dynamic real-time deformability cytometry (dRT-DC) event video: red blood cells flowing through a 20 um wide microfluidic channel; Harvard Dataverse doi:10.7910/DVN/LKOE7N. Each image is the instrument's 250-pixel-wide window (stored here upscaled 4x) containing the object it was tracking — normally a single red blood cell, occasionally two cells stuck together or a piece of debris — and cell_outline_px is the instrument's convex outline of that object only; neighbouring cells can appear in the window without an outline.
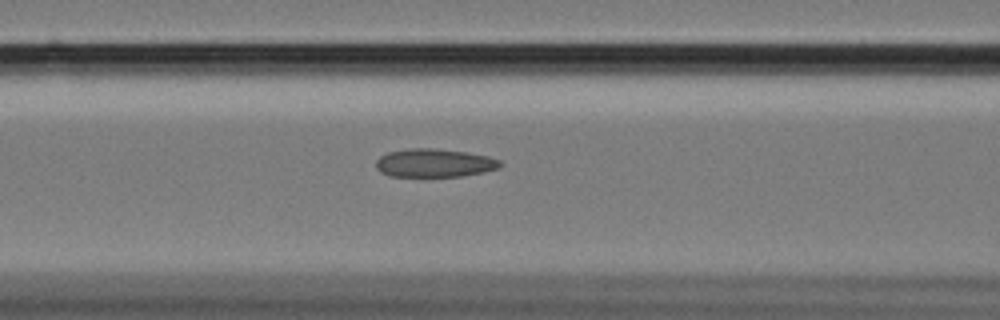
{"species": "Egyptian fruit bat (a non-hibernating species)", "species_latin": "Rousettus aegyptiacus", "temperature_condition": "cold", "stored_images_in_passage": 58, "camera_frame_rate_fps": 3000, "um_per_image_px": 0.085, "animal": {"sex": "female"}, "frame": {"image": 1, "passage_image": 24, "time_ms": 7.667, "image_size_px": [1000, 320], "cell_outline_px": [[504, 164], [500, 168], [484, 172], [460, 176], [392, 176], [380, 172], [376, 168], [376, 160], [380, 156], [388, 152], [408, 148], [432, 148], [464, 152], [488, 156], [500, 160]], "centroid_in_image_um": [36.93, 13.85], "position_along_channel_um": 129.7, "area_um2": 20.52}}
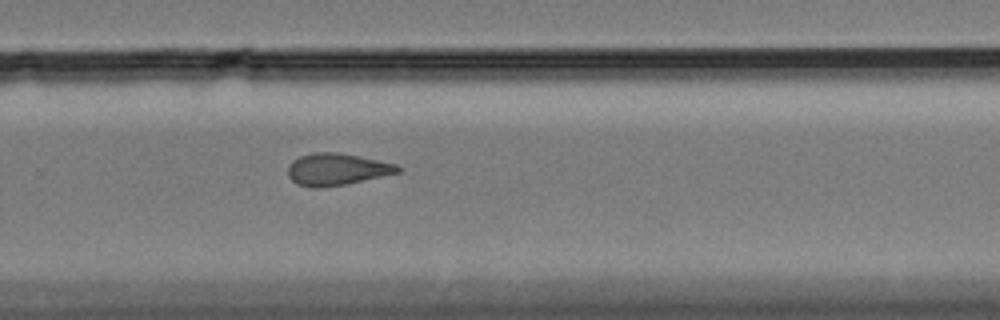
{"frame": {"image": 2, "passage_image": 39, "time_ms": 12.667, "image_size_px": [1000, 320], "cell_outline_px": [[400, 172], [348, 184], [316, 188], [312, 188], [296, 184], [288, 176], [288, 164], [292, 160], [300, 156], [312, 152], [340, 152], [360, 156], [396, 164], [400, 168]], "centroid_in_image_um": [28.59, 14.39], "position_along_channel_um": 301.2, "area_um2": 20.63}}
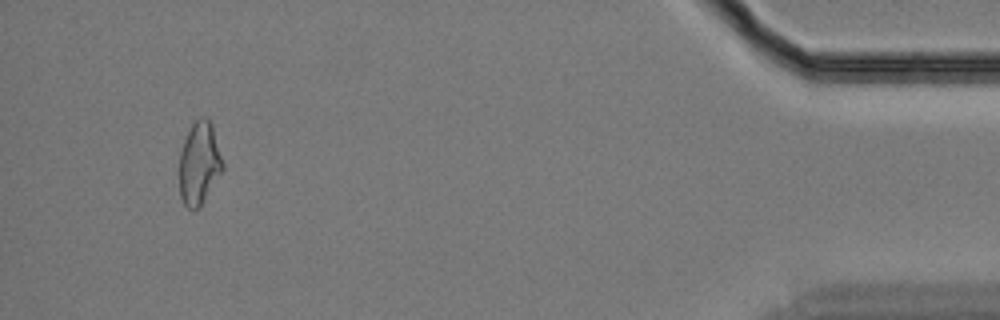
{"frame": {"image": 3, "passage_image": 55, "time_ms": 18.0, "image_size_px": [1000, 320], "cell_outline_px": [[224, 168], [200, 208], [192, 212], [184, 204], [180, 196], [180, 152], [184, 140], [192, 124], [200, 116], [208, 116], [212, 124], [224, 164]], "centroid_in_image_um": [16.95, 13.89], "position_along_channel_um": 418.3, "area_um2": 21.1}, "authors_computed_cell_mechanics": {"area_um2": 21.0103, "velocity_mm_per_s": 3.4383, "shape_relaxation_time_tau1_ms": null, "shape_relaxation_time_tau2_ms": 4.0466, "deformation_change_tau1": null, "deformation_change_tau2": 0.1141}}